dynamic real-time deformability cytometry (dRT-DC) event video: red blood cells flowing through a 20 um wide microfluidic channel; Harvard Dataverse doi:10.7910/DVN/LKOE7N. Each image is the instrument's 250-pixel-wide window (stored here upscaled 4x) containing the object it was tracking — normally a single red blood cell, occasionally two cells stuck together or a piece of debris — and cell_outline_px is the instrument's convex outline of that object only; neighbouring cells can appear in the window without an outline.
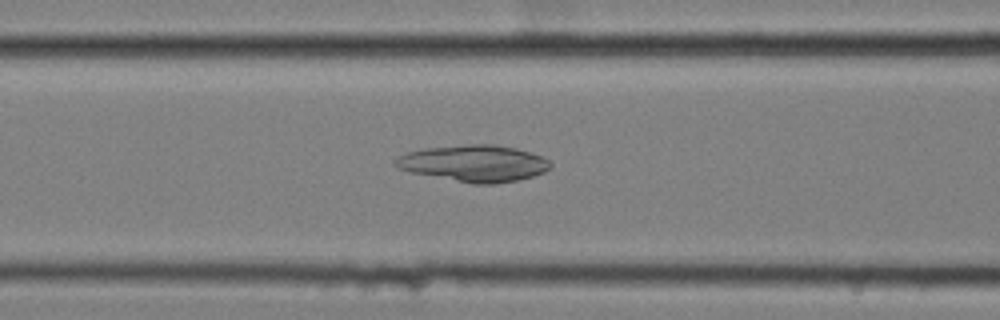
{"species": "common noctule bat (a hibernating species)", "species_latin": "Nyctalus noctula", "temperature_condition": "cold", "stored_images_in_passage": 56, "camera_frame_rate_fps": 3000, "um_per_image_px": 0.085, "animal": {"sex": "female", "body_mass_g": 25.1}, "frame": {"image": 1, "passage_image": 22, "time_ms": 7.0, "image_size_px": [1000, 320], "cell_outline_px": [[552, 164], [544, 172], [532, 176], [516, 180], [492, 184], [472, 184], [412, 172], [400, 168], [392, 160], [408, 152], [424, 148], [468, 144], [496, 144], [516, 148], [540, 156], [548, 160]], "centroid_in_image_um": [40.29, 13.88], "position_along_channel_um": 126.3, "area_um2": 32.71}}
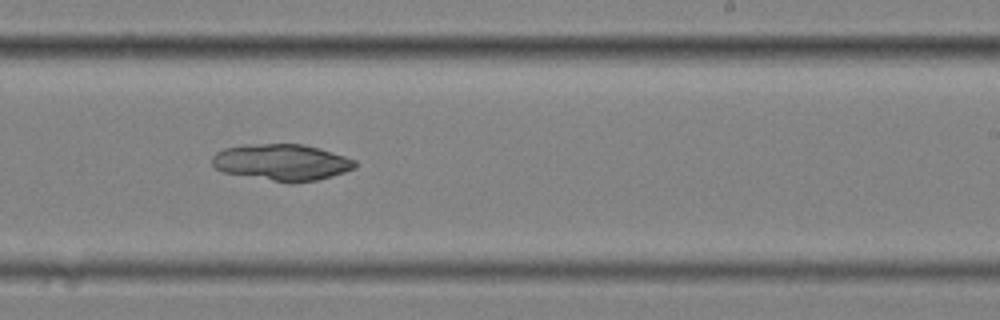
{"frame": {"image": 2, "passage_image": 34, "time_ms": 11.0, "image_size_px": [1000, 320], "cell_outline_px": [[356, 168], [332, 176], [316, 180], [292, 184], [288, 184], [224, 172], [216, 168], [212, 164], [212, 156], [216, 152], [224, 148], [252, 144], [304, 144], [320, 148], [356, 160]], "centroid_in_image_um": [23.97, 13.81], "position_along_channel_um": 265.0, "area_um2": 30.52}}
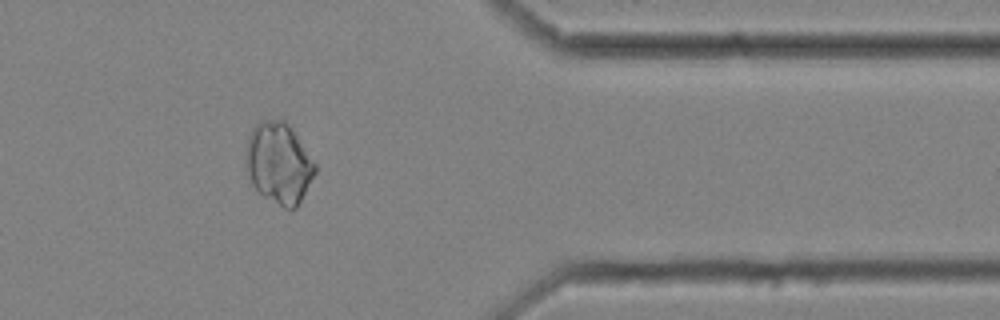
{"frame": {"image": 3, "passage_image": 46, "time_ms": 15.0, "image_size_px": [1000, 320], "cell_outline_px": [[316, 172], [296, 208], [284, 208], [264, 196], [252, 184], [248, 172], [248, 136], [252, 128], [260, 120], [284, 120], [288, 124], [316, 164]], "centroid_in_image_um": [23.72, 13.86], "position_along_channel_um": 387.7, "area_um2": 31.85}}